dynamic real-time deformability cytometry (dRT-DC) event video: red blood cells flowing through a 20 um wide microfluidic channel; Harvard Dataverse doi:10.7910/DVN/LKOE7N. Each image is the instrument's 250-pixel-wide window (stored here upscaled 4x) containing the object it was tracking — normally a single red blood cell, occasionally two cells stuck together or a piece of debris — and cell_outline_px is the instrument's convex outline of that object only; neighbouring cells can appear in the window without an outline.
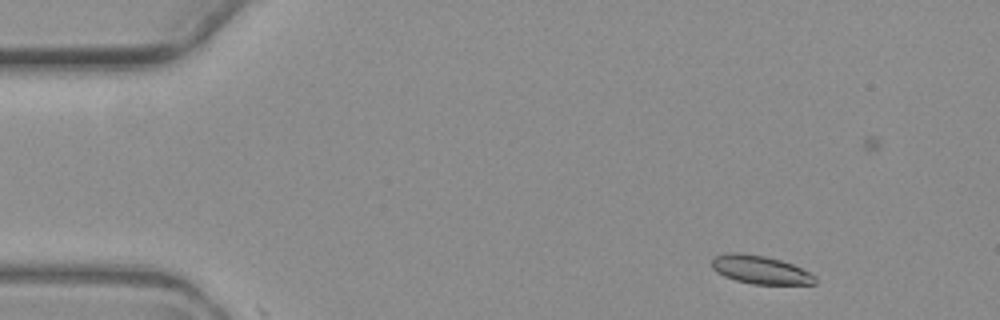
{"species": "common noctule bat (a hibernating species)", "species_latin": "Nyctalus noctula", "temperature_condition": "warm", "stored_images_in_passage": 4, "camera_frame_rate_fps": 3000, "um_per_image_px": 0.085, "animal": {"sex": "female", "body_mass_g": 19.3, "forearm_length_mm": 54.1}, "frame": {"image": 1, "passage_image": 1, "time_ms": 0.0, "image_size_px": [1000, 320], "cell_outline_px": [[816, 284], [752, 284], [736, 280], [724, 276], [716, 272], [712, 268], [712, 260], [716, 256], [728, 252], [740, 252], [764, 256], [780, 260], [792, 264], [816, 276]], "centroid_in_image_um": [64.61, 22.93], "position_along_channel_um": 20.4, "area_um2": 16.94}}